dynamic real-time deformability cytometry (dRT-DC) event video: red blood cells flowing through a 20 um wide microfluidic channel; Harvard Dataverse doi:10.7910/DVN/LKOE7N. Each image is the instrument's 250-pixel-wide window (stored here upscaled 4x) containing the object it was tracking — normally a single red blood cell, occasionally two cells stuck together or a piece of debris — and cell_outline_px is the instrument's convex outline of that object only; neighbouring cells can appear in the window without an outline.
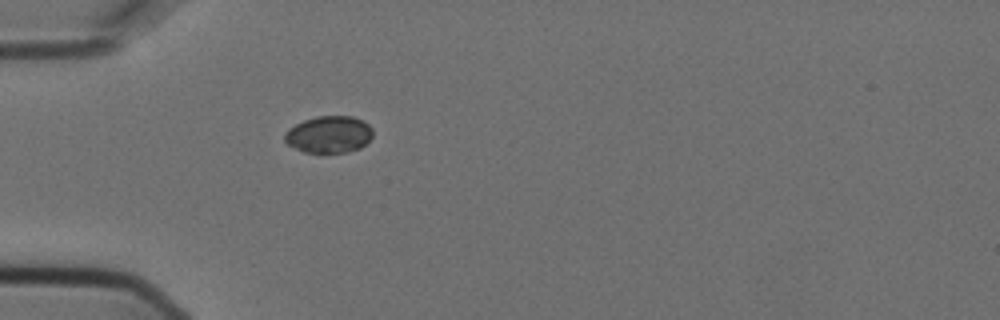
{"species": "Egyptian fruit bat (a non-hibernating species)", "species_latin": "Rousettus aegyptiacus", "temperature_condition": "cold", "stored_images_in_passage": 1, "camera_frame_rate_fps": 3000, "um_per_image_px": 0.085, "animal": {"sex": "female"}, "frame": {"image": 1, "passage_image": 1, "time_ms": 0.0, "image_size_px": [1000, 320], "cell_outline_px": [[372, 136], [360, 148], [348, 152], [304, 152], [288, 144], [284, 140], [284, 136], [288, 128], [304, 120], [316, 116], [352, 116], [368, 124], [372, 128]], "centroid_in_image_um": [27.95, 11.42], "position_along_channel_um": 57.1, "area_um2": 18.79}}